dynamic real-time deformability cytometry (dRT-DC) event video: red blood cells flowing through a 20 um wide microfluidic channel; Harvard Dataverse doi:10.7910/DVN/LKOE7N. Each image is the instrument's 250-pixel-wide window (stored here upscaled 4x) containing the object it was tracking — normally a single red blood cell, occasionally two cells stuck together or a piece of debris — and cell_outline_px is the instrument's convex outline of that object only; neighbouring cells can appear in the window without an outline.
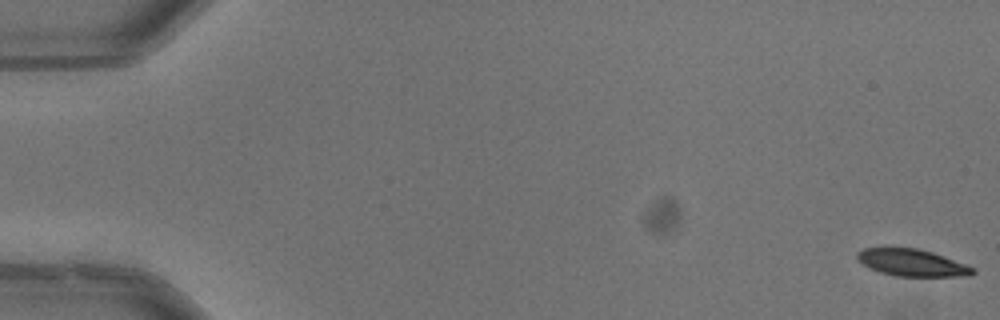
{"species": "common noctule bat (a hibernating species)", "species_latin": "Nyctalus noctula", "temperature_condition": "warm", "stored_images_in_passage": 53, "camera_frame_rate_fps": 3000, "um_per_image_px": 0.085, "animal": {"sex": "male", "body_mass_g": 13.3}, "frame": {"image": 1, "passage_image": 1, "time_ms": 0.0, "image_size_px": [1000, 320], "cell_outline_px": [[976, 272], [972, 276], [896, 276], [880, 272], [868, 268], [856, 260], [856, 252], [864, 248], [916, 248], [932, 252], [976, 268]], "centroid_in_image_um": [77.5, 22.34], "position_along_channel_um": 7.5, "area_um2": 18.26}}
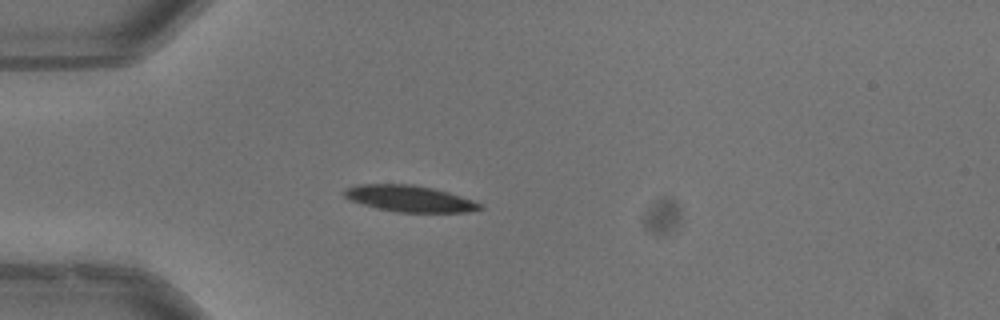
{"frame": {"image": 2, "passage_image": 16, "time_ms": 5.0, "image_size_px": [1000, 320], "cell_outline_px": [[484, 208], [468, 212], [396, 212], [376, 208], [352, 200], [344, 196], [340, 192], [344, 188], [356, 184], [412, 184], [432, 188], [448, 192], [472, 200], [480, 204]], "centroid_in_image_um": [34.76, 16.87], "position_along_channel_um": 50.2, "area_um2": 20.81}, "authors_computed_cell_mechanics": {"area_um2": 20.8658, "velocity_mm_per_s": 3.9649, "shape_relaxation_time_tau1_ms": 3.2982, "shape_relaxation_time_tau2_ms": 10.9111, "deformation_change_tau1": 0.1344, "deformation_change_tau2": 0.1589}}